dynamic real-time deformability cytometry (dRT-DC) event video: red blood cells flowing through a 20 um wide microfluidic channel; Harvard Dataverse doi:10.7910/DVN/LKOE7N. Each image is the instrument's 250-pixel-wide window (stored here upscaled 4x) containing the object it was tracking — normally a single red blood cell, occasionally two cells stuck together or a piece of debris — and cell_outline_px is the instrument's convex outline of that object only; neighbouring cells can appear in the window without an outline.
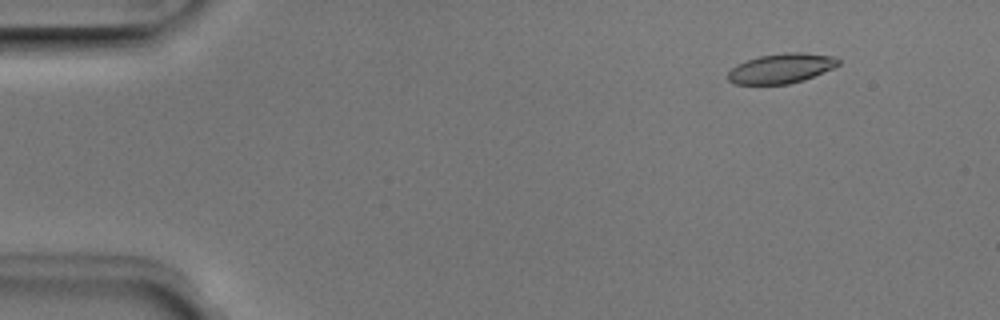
{"species": "Egyptian fruit bat (a non-hibernating species)", "species_latin": "Rousettus aegyptiacus", "temperature_condition": "room temperature", "stored_images_in_passage": 27, "camera_frame_rate_fps": 3000, "um_per_image_px": 0.085, "animal": {"sex": "male"}, "frame": {"image": 1, "passage_image": 5, "time_ms": 1.333, "image_size_px": [1000, 320], "cell_outline_px": [[840, 64], [832, 68], [804, 80], [788, 84], [736, 84], [728, 80], [728, 72], [736, 64], [760, 56], [784, 52], [800, 52], [832, 56], [840, 60]], "centroid_in_image_um": [66.4, 5.81], "position_along_channel_um": 18.6, "area_um2": 19.02}}
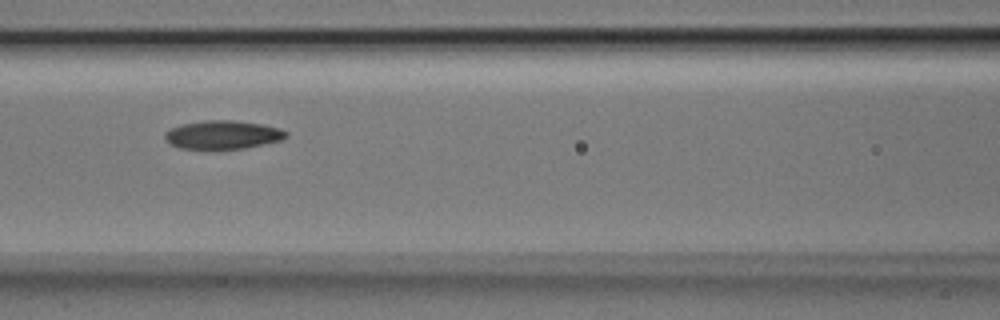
{"frame": {"image": 2, "passage_image": 22, "time_ms": 7.0, "image_size_px": [1000, 320], "cell_outline_px": [[288, 136], [280, 140], [244, 148], [180, 148], [168, 144], [164, 140], [164, 132], [180, 124], [204, 120], [232, 120], [260, 124], [280, 128], [288, 132]], "centroid_in_image_um": [18.89, 11.44], "position_along_channel_um": 147.7, "area_um2": 20.0}}
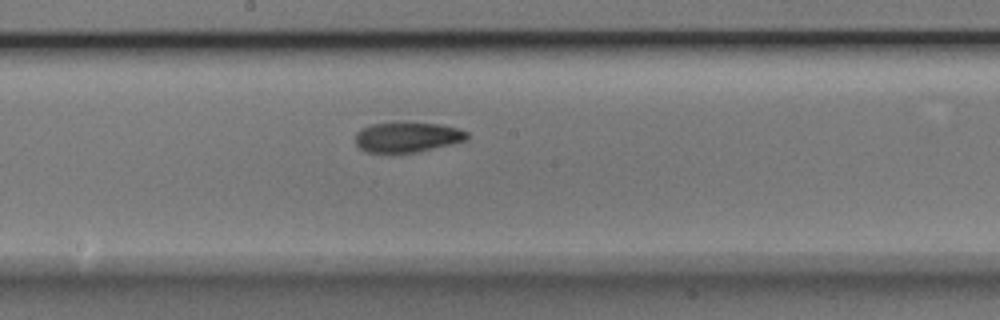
{"frame": {"image": 3, "passage_image": 27, "time_ms": 8.667, "image_size_px": [1000, 320], "cell_outline_px": [[468, 140], [452, 144], [416, 152], [364, 152], [356, 144], [356, 132], [360, 128], [372, 124], [396, 120], [408, 120], [440, 124], [460, 128], [468, 132]], "centroid_in_image_um": [34.63, 11.6], "position_along_channel_um": 213.6, "area_um2": 20.4}}